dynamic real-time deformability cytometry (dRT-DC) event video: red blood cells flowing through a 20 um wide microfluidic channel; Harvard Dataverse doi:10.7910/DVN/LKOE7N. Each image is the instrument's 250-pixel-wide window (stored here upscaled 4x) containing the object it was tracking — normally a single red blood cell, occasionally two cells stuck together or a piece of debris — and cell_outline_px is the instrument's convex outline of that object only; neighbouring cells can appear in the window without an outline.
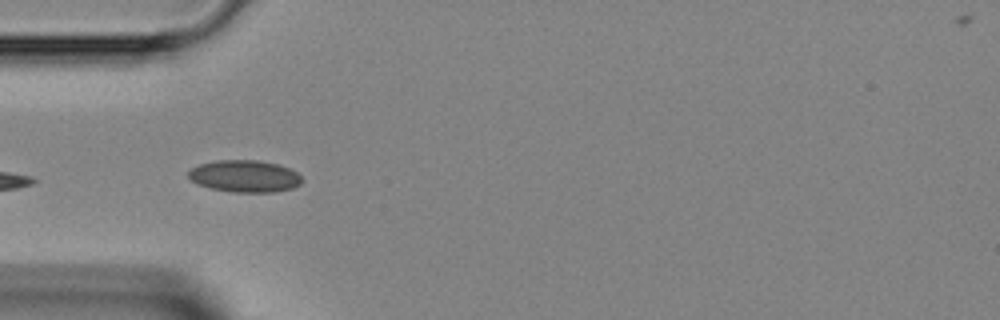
{"species": "Egyptian fruit bat (a non-hibernating species)", "species_latin": "Rousettus aegyptiacus", "temperature_condition": "room temperature", "stored_images_in_passage": 31, "camera_frame_rate_fps": 3000, "um_per_image_px": 0.085, "animal": {"sex": "female"}, "frame": {"image": 1, "passage_image": 1, "time_ms": 0.0, "image_size_px": [1000, 320], "cell_outline_px": [[304, 180], [300, 184], [292, 188], [276, 192], [232, 192], [212, 188], [196, 184], [188, 176], [188, 172], [192, 168], [200, 164], [216, 160], [256, 160], [276, 164], [288, 168], [296, 172]], "centroid_in_image_um": [20.8, 14.98], "position_along_channel_um": 64.2, "area_um2": 21.1}}